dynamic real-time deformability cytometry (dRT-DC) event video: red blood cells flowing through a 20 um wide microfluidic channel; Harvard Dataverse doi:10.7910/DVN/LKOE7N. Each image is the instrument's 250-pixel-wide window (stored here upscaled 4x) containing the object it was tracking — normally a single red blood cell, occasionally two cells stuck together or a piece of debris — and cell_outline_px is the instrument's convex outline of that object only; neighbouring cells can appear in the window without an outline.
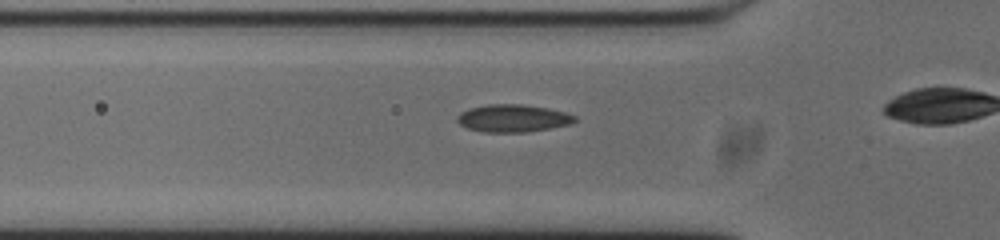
{"species": "common noctule bat (a hibernating species)", "species_latin": "Nyctalus noctula", "temperature_condition": "cold", "stored_images_in_passage": 15, "camera_frame_rate_fps": 3000, "um_per_image_px": 0.085, "animal": {"sex": "male", "body_mass_g": 20.0, "forearm_length_mm": 53.3}, "frame": {"image": 1, "passage_image": 7, "time_ms": 2.0, "image_size_px": [1000, 240], "cell_outline_px": [[576, 120], [568, 124], [548, 128], [524, 132], [484, 132], [468, 128], [460, 124], [456, 120], [456, 116], [460, 112], [468, 108], [488, 104], [520, 104], [548, 108], [564, 112], [576, 116]], "centroid_in_image_um": [43.54, 10.04], "position_along_channel_um": 82.3, "area_um2": 18.73}}
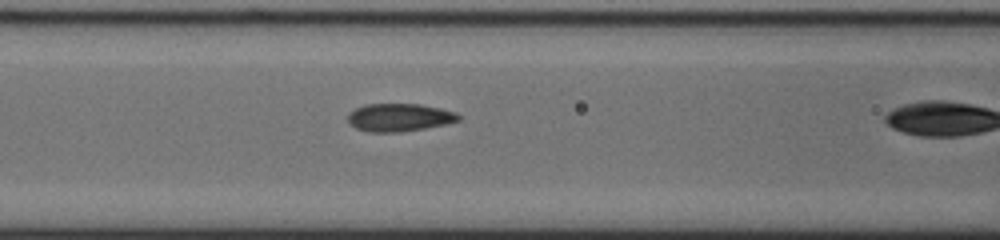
{"frame": {"image": 2, "passage_image": 11, "time_ms": 3.333, "image_size_px": [1000, 240], "cell_outline_px": [[460, 120], [444, 124], [424, 128], [400, 132], [368, 132], [356, 128], [348, 124], [348, 112], [364, 104], [420, 104], [440, 108], [456, 112], [460, 116]], "centroid_in_image_um": [33.9, 9.98], "position_along_channel_um": 132.7, "area_um2": 18.03}}